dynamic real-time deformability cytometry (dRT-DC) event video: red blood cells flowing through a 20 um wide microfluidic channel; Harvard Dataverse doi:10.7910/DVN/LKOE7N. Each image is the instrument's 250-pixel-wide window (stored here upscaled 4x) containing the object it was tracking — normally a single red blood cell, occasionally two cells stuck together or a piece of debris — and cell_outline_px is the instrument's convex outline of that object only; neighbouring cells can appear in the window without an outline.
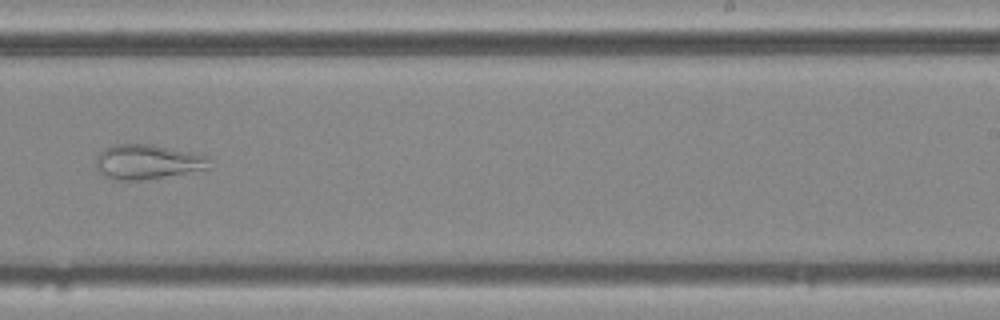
{"species": "common noctule bat (a hibernating species)", "species_latin": "Nyctalus noctula", "temperature_condition": "cold", "stored_images_in_passage": 8, "camera_frame_rate_fps": 3000, "um_per_image_px": 0.085, "animal": {"sex": "female", "body_mass_g": 25.1}, "frame": {"image": 1, "passage_image": 8, "time_ms": 2.333, "image_size_px": [1000, 320], "cell_outline_px": [[212, 168], [140, 180], [108, 180], [100, 172], [96, 164], [96, 156], [104, 148], [112, 144], [152, 144], [204, 152], [212, 156]], "centroid_in_image_um": [12.65, 13.73], "position_along_channel_um": 276.4, "area_um2": 23.81}}